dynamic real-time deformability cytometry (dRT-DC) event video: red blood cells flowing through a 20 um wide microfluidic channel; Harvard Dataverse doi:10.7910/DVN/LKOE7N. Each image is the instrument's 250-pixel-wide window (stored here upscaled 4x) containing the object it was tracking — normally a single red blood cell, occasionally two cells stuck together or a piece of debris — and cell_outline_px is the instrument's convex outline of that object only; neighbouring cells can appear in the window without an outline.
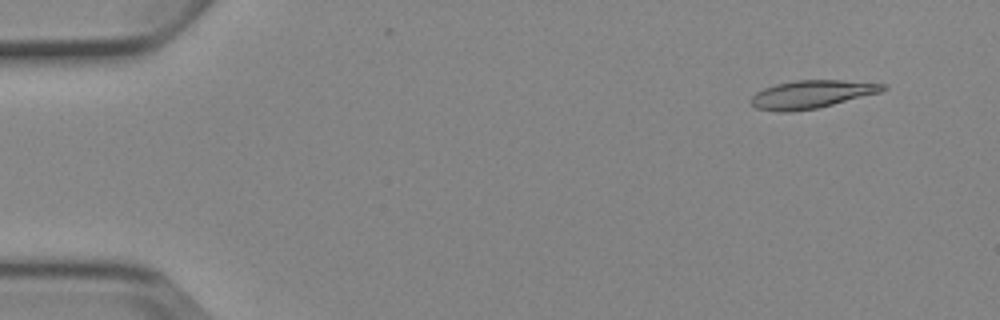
{"species": "Egyptian fruit bat (a non-hibernating species)", "species_latin": "Rousettus aegyptiacus", "temperature_condition": "cold", "stored_images_in_passage": 4, "camera_frame_rate_fps": 3000, "um_per_image_px": 0.085, "animal": {"sex": "female"}, "frame": {"image": 1, "passage_image": 1, "time_ms": 0.0, "image_size_px": [1000, 320], "cell_outline_px": [[888, 88], [880, 92], [816, 108], [792, 112], [776, 112], [756, 108], [748, 100], [756, 92], [764, 88], [776, 84], [796, 80], [840, 80], [888, 84]], "centroid_in_image_um": [68.95, 8.01], "position_along_channel_um": 16.1, "area_um2": 21.44}}